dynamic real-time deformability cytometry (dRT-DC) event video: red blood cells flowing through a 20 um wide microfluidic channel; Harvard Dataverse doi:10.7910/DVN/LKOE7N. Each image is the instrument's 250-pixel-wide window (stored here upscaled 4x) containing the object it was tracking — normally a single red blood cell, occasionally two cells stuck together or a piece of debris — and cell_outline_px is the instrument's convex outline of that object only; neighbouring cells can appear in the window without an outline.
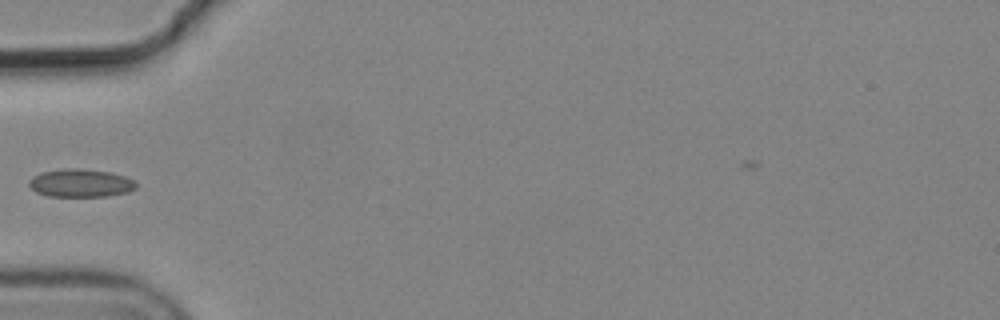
{"species": "common noctule bat (a hibernating species)", "species_latin": "Nyctalus noctula", "temperature_condition": "cold", "stored_images_in_passage": 7, "camera_frame_rate_fps": 3000, "um_per_image_px": 0.085, "animal": {"sex": "male", "body_mass_g": 19.2, "forearm_length_mm": 51.8}, "frame": {"image": 1, "passage_image": 6, "time_ms": 1.667, "image_size_px": [1000, 320], "cell_outline_px": [[136, 188], [128, 192], [108, 196], [48, 196], [36, 192], [28, 184], [28, 180], [32, 176], [40, 172], [68, 168], [80, 168], [112, 172], [124, 176], [132, 180], [136, 184]], "centroid_in_image_um": [6.83, 15.55], "position_along_channel_um": 78.2, "area_um2": 17.57}}
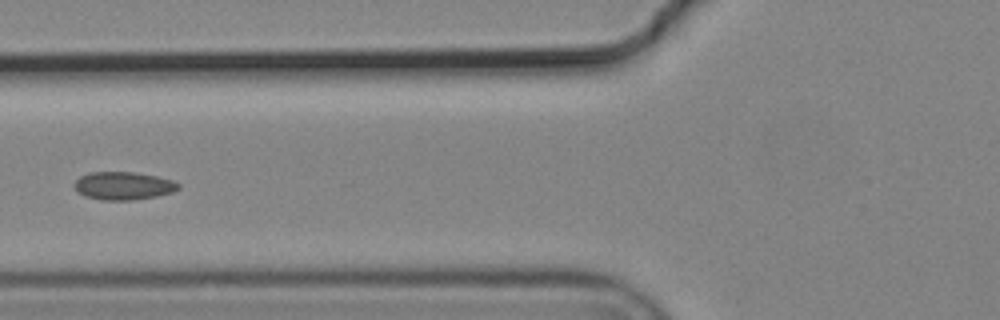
{"frame": {"image": 2, "passage_image": 7, "time_ms": 2.0, "image_size_px": [1000, 320], "cell_outline_px": [[180, 188], [172, 192], [156, 196], [132, 200], [100, 200], [84, 196], [76, 192], [72, 184], [80, 176], [88, 172], [136, 172], [156, 176], [172, 180], [180, 184]], "centroid_in_image_um": [10.44, 15.79], "position_along_channel_um": 115.4, "area_um2": 17.17}}